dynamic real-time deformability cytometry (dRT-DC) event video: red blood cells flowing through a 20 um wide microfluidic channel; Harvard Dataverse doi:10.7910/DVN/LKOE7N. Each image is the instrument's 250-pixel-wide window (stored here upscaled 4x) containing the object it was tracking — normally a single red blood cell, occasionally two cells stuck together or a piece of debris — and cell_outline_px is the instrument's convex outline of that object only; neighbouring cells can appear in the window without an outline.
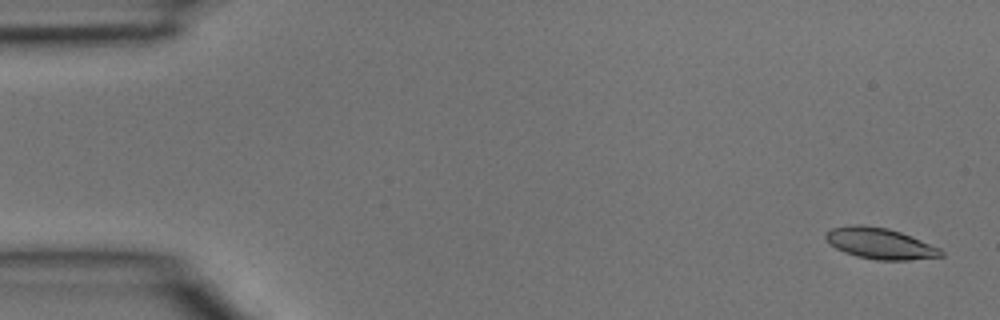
{"species": "common noctule bat (a hibernating species)", "species_latin": "Nyctalus noctula", "temperature_condition": "room temperature", "stored_images_in_passage": 4, "camera_frame_rate_fps": 3000, "um_per_image_px": 0.085, "animal": {"sex": "male", "body_mass_g": 15.6}, "frame": {"image": 1, "passage_image": 1, "time_ms": 0.0, "image_size_px": [1000, 320], "cell_outline_px": [[944, 256], [908, 260], [876, 260], [856, 256], [844, 252], [836, 248], [824, 236], [832, 228], [852, 224], [860, 224], [888, 228], [900, 232], [940, 248], [944, 252]], "centroid_in_image_um": [74.81, 20.69], "position_along_channel_um": 10.2, "area_um2": 20.69}}
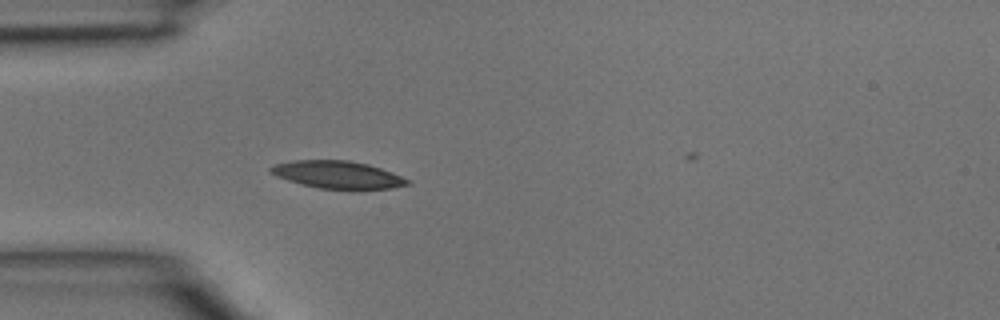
{"frame": {"image": 2, "passage_image": 4, "time_ms": 1.0, "image_size_px": [1000, 320], "cell_outline_px": [[412, 184], [392, 188], [320, 188], [288, 180], [276, 176], [268, 172], [268, 168], [276, 164], [292, 160], [348, 160], [368, 164], [392, 172], [412, 180]], "centroid_in_image_um": [28.71, 14.83], "position_along_channel_um": 56.3, "area_um2": 21.68}}